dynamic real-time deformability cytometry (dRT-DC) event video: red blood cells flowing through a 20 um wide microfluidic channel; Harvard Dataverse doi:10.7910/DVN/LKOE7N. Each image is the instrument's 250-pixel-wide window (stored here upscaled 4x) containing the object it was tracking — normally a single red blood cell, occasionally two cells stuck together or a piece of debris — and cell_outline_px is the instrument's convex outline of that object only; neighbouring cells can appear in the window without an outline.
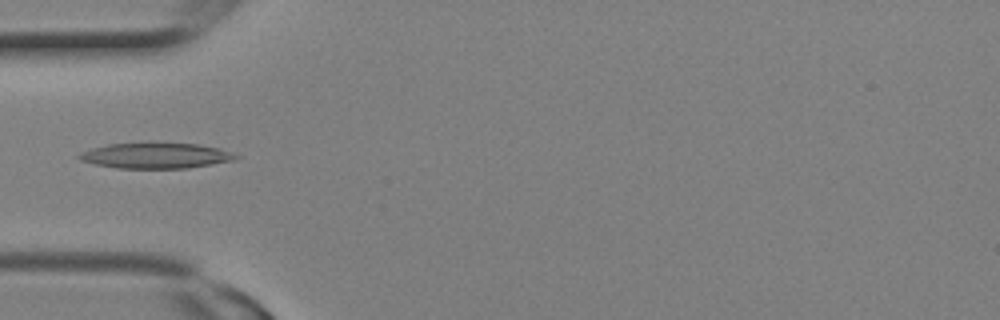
{"species": "Egyptian fruit bat (a non-hibernating species)", "species_latin": "Rousettus aegyptiacus", "temperature_condition": "room temperature", "stored_images_in_passage": 10, "camera_frame_rate_fps": 3000, "um_per_image_px": 0.085, "animal": {"sex": "female"}, "frame": {"image": 1, "passage_image": 9, "time_ms": 2.667, "image_size_px": [1000, 320], "cell_outline_px": [[240, 156], [232, 160], [212, 164], [188, 168], [116, 168], [96, 164], [80, 160], [76, 156], [80, 152], [92, 148], [108, 144], [152, 140], [196, 144], [220, 148], [232, 152]], "centroid_in_image_um": [13.21, 13.18], "position_along_channel_um": 71.8, "area_um2": 24.16}}